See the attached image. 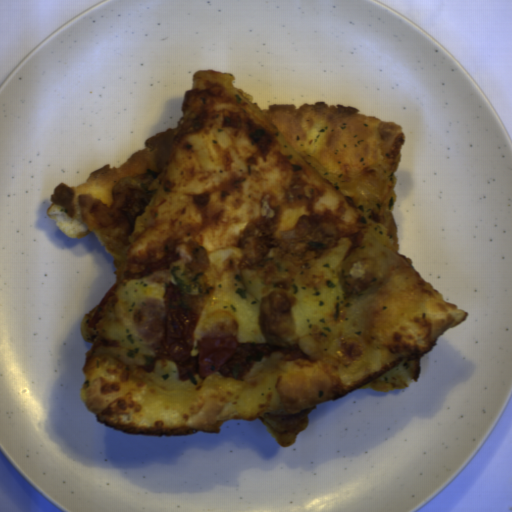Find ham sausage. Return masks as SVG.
Listing matches in <instances>:
<instances>
[{
  "mask_svg": "<svg viewBox=\"0 0 512 512\" xmlns=\"http://www.w3.org/2000/svg\"><path fill=\"white\" fill-rule=\"evenodd\" d=\"M137 331L149 350L157 352L163 339L166 306L158 300H147L134 313Z\"/></svg>",
  "mask_w": 512,
  "mask_h": 512,
  "instance_id": "ham-sausage-1",
  "label": "ham sausage"
}]
</instances>
